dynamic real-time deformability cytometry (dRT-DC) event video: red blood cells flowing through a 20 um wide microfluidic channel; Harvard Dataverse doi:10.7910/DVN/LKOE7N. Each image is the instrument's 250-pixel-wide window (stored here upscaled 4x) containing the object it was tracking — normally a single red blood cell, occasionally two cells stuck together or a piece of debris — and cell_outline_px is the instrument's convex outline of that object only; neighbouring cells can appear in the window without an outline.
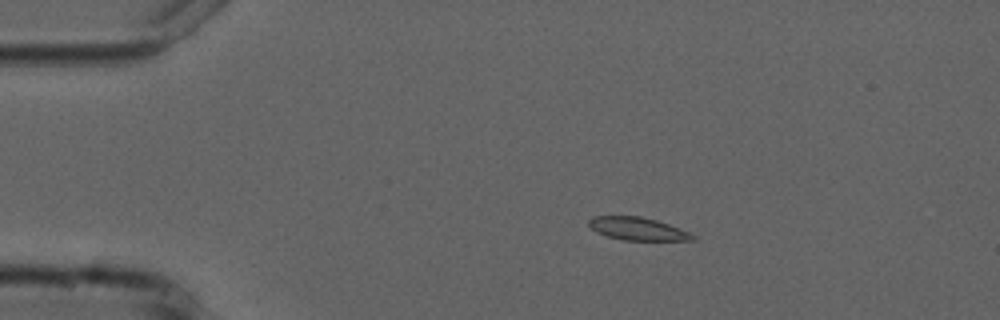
{"species": "common noctule bat (a hibernating species)", "species_latin": "Nyctalus noctula", "temperature_condition": "cold", "stored_images_in_passage": 5, "camera_frame_rate_fps": 3000, "um_per_image_px": 0.085, "animal": {"sex": "male", "forearm_length_mm": 52.5}, "frame": {"image": 1, "passage_image": 1, "time_ms": 0.0, "image_size_px": [1000, 320], "cell_outline_px": [[696, 240], [624, 240], [608, 236], [596, 232], [588, 224], [588, 220], [592, 216], [640, 216], [656, 220], [668, 224], [688, 232], [696, 236]], "centroid_in_image_um": [54.18, 19.44], "position_along_channel_um": 30.8, "area_um2": 13.7}}
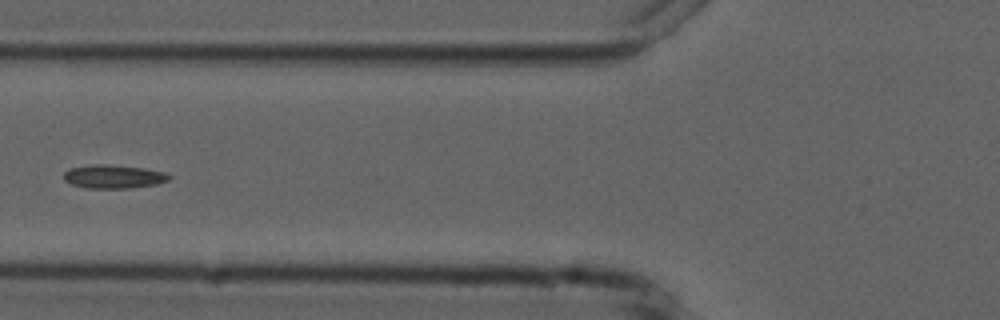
{"frame": {"image": 2, "passage_image": 4, "time_ms": 3.667, "image_size_px": [1000, 320], "cell_outline_px": [[172, 176], [168, 180], [156, 184], [128, 188], [88, 188], [72, 184], [64, 180], [64, 172], [68, 168], [92, 164], [108, 164], [144, 168], [164, 172]], "centroid_in_image_um": [9.63, 15.0], "position_along_channel_um": 116.2, "area_um2": 14.45}}
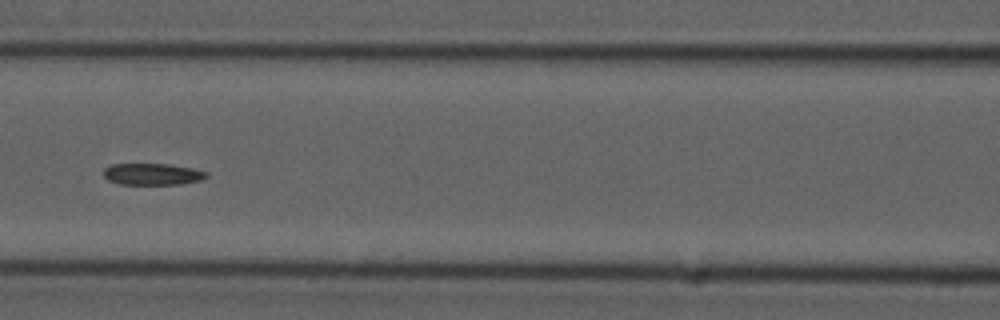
{"frame": {"image": 3, "passage_image": 5, "time_ms": 4.667, "image_size_px": [1000, 320], "cell_outline_px": [[208, 176], [200, 180], [180, 184], [120, 184], [108, 180], [104, 176], [104, 168], [112, 164], [168, 164], [192, 168], [208, 172]], "centroid_in_image_um": [12.95, 14.8], "position_along_channel_um": 153.6, "area_um2": 12.89}}